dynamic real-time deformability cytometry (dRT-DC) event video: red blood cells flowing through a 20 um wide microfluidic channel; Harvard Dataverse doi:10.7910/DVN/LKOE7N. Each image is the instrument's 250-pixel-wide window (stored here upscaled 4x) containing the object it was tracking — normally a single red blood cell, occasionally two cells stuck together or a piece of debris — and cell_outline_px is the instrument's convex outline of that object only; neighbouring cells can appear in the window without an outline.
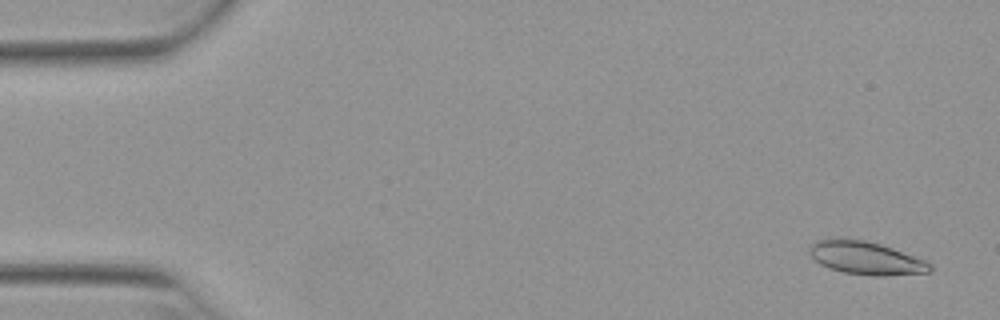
{"species": "Egyptian fruit bat (a non-hibernating species)", "species_latin": "Rousettus aegyptiacus", "temperature_condition": "warm", "stored_images_in_passage": 52, "camera_frame_rate_fps": 3000, "um_per_image_px": 0.085, "animal": {"sex": "female"}, "frame": {"image": 1, "passage_image": 3, "time_ms": 0.667, "image_size_px": [1000, 320], "cell_outline_px": [[932, 272], [884, 276], [872, 276], [844, 272], [828, 268], [820, 264], [808, 252], [808, 248], [816, 240], [840, 236], [864, 240], [880, 244], [892, 248], [924, 260], [932, 264]], "centroid_in_image_um": [73.56, 21.91], "position_along_channel_um": 11.4, "area_um2": 23.52}}
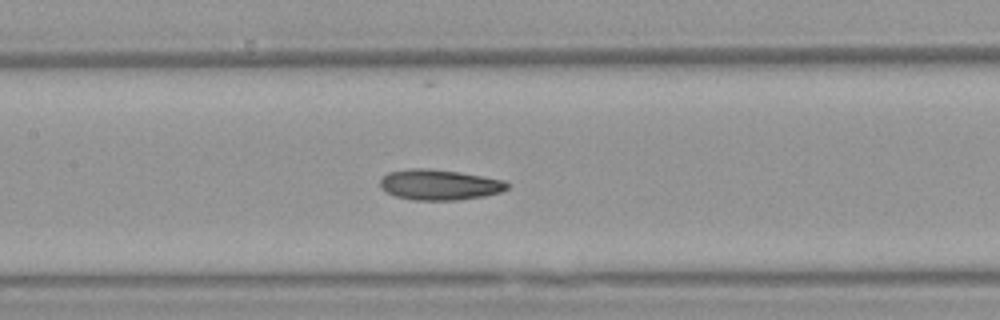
{"frame": {"image": 2, "passage_image": 25, "time_ms": 8.0, "image_size_px": [1000, 320], "cell_outline_px": [[508, 188], [500, 192], [484, 196], [460, 200], [412, 200], [396, 196], [388, 192], [380, 184], [380, 180], [388, 172], [408, 168], [428, 168], [460, 172], [504, 180], [508, 184]], "centroid_in_image_um": [37.36, 15.7], "position_along_channel_um": 170.0, "area_um2": 22.54}}
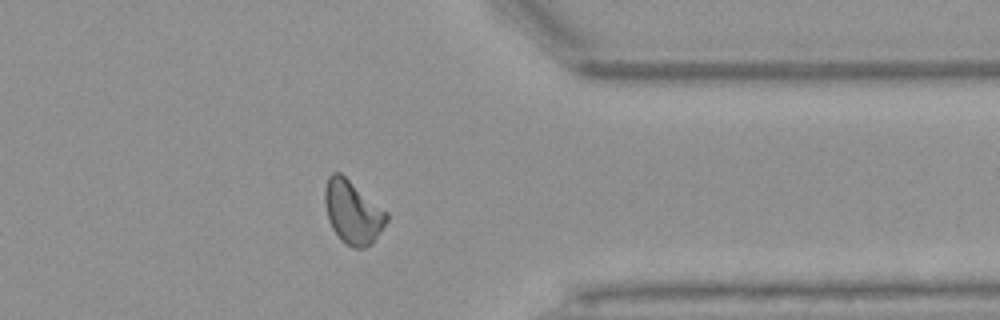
{"frame": {"image": 3, "passage_image": 42, "time_ms": 13.667, "image_size_px": [1000, 320], "cell_outline_px": [[388, 220], [372, 244], [364, 248], [352, 248], [344, 244], [340, 240], [332, 228], [328, 220], [324, 204], [324, 188], [328, 176], [332, 172], [340, 172], [388, 212]], "centroid_in_image_um": [29.96, 18.04], "position_along_channel_um": 381.4, "area_um2": 23.06}, "authors_computed_cell_mechanics": {"area_um2": 22.542, "velocity_mm_per_s": 3.9229, "shape_relaxation_time_tau1_ms": 8.0105, "shape_relaxation_time_tau2_ms": 3.9375, "deformation_change_tau1": 0.1868, "deformation_change_tau2": 0.1}}